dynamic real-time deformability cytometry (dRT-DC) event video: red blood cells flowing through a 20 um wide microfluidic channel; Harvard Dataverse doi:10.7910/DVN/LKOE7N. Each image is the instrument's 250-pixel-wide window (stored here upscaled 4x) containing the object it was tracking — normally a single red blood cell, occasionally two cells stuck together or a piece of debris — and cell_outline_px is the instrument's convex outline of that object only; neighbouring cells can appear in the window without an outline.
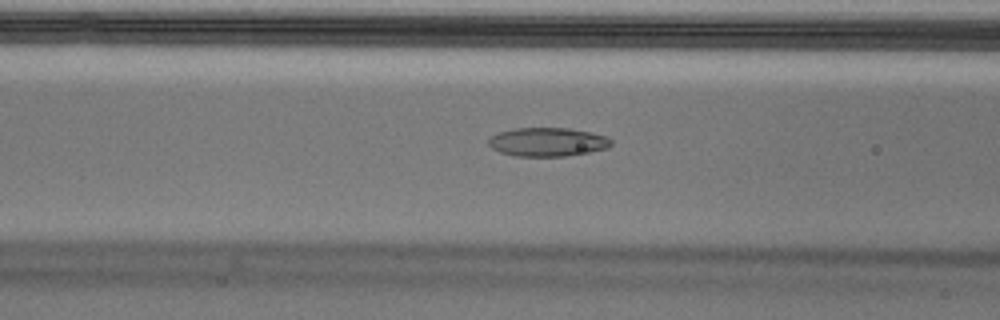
{"species": "Egyptian fruit bat (a non-hibernating species)", "species_latin": "Rousettus aegyptiacus", "temperature_condition": "cold", "stored_images_in_passage": 54, "camera_frame_rate_fps": 3000, "um_per_image_px": 0.085, "animal": {"sex": "male"}, "frame": {"image": 1, "passage_image": 21, "time_ms": 6.667, "image_size_px": [1000, 320], "cell_outline_px": [[612, 144], [608, 148], [588, 152], [564, 156], [516, 156], [500, 152], [492, 148], [488, 144], [488, 140], [492, 136], [500, 132], [516, 128], [568, 128], [592, 132], [608, 136], [612, 140]], "centroid_in_image_um": [46.58, 12.06], "position_along_channel_um": 120.0, "area_um2": 20.52}}
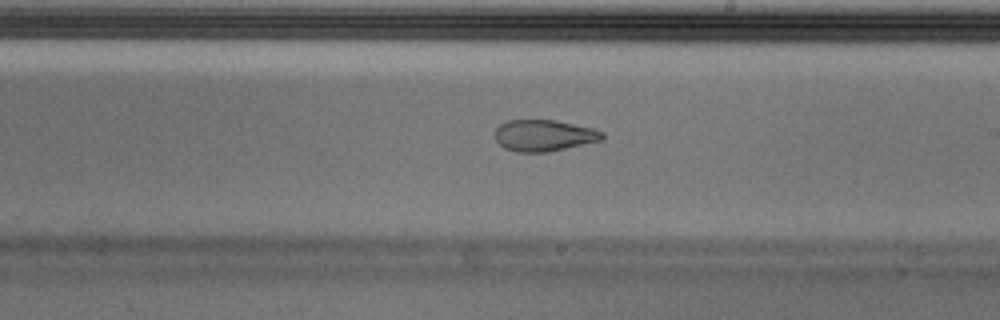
{"frame": {"image": 2, "passage_image": 31, "time_ms": 10.0, "image_size_px": [1000, 320], "cell_outline_px": [[604, 140], [548, 152], [516, 152], [504, 148], [496, 140], [496, 128], [500, 124], [508, 120], [556, 120], [592, 128], [604, 132]], "centroid_in_image_um": [46.26, 11.52], "position_along_channel_um": 242.7, "area_um2": 19.71}}
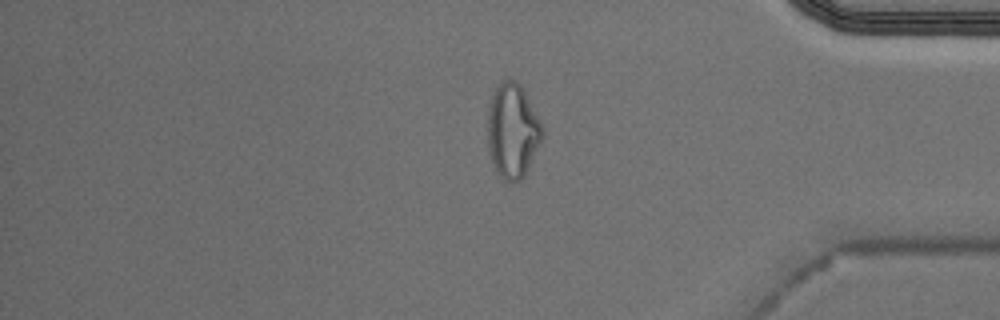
{"frame": {"image": 3, "passage_image": 45, "time_ms": 14.667, "image_size_px": [1000, 320], "cell_outline_px": [[544, 136], [524, 176], [520, 180], [512, 184], [508, 184], [496, 172], [488, 148], [488, 108], [492, 96], [500, 80], [516, 80], [524, 88], [544, 128]], "centroid_in_image_um": [43.59, 11.12], "position_along_channel_um": 391.6, "area_um2": 30.46}}